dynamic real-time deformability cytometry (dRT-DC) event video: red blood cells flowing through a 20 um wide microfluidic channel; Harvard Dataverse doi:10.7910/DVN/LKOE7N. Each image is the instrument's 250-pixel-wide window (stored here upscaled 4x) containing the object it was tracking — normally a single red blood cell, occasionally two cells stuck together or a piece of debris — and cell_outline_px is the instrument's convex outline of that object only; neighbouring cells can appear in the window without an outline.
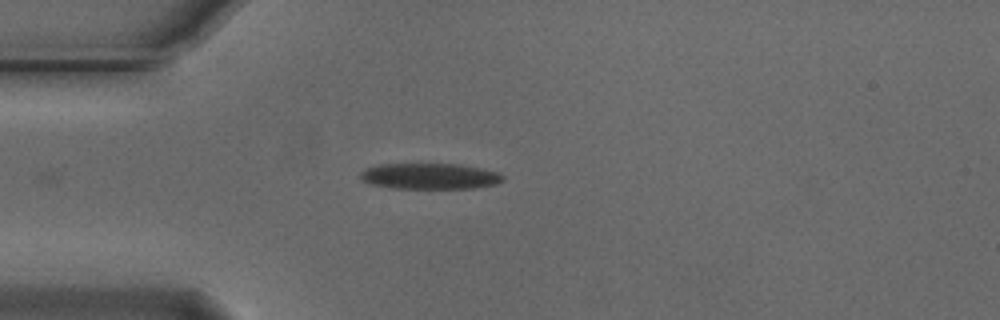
{"species": "Egyptian fruit bat (a non-hibernating species)", "species_latin": "Rousettus aegyptiacus", "temperature_condition": "cold", "stored_images_in_passage": 4, "camera_frame_rate_fps": 3000, "um_per_image_px": 0.085, "animal": {"sex": "male"}, "frame": {"image": 1, "passage_image": 1, "time_ms": 0.0, "image_size_px": [1000, 320], "cell_outline_px": [[504, 180], [496, 184], [476, 188], [392, 188], [372, 184], [360, 180], [360, 172], [364, 168], [376, 164], [460, 164], [500, 172], [504, 176]], "centroid_in_image_um": [36.52, 14.97], "position_along_channel_um": 48.5, "area_um2": 21.73}}